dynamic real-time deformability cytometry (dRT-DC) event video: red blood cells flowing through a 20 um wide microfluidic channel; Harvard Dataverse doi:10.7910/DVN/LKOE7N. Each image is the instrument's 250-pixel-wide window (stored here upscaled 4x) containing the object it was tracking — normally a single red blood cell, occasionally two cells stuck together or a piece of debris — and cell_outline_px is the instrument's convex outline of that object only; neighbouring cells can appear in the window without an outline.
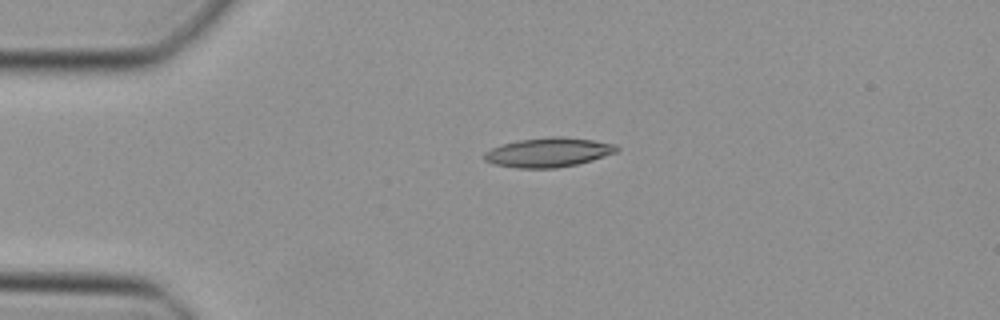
{"species": "Egyptian fruit bat (a non-hibernating species)", "species_latin": "Rousettus aegyptiacus", "temperature_condition": "cold", "stored_images_in_passage": 37, "camera_frame_rate_fps": 3000, "um_per_image_px": 0.085, "animal": {"sex": "female"}, "frame": {"image": 1, "passage_image": 1, "time_ms": 0.0, "image_size_px": [1000, 320], "cell_outline_px": [[620, 148], [616, 152], [592, 160], [576, 164], [556, 168], [516, 168], [492, 164], [484, 160], [484, 152], [492, 148], [504, 144], [520, 140], [552, 136], [560, 136], [592, 140], [616, 144]], "centroid_in_image_um": [46.6, 12.95], "position_along_channel_um": 38.4, "area_um2": 22.54}}
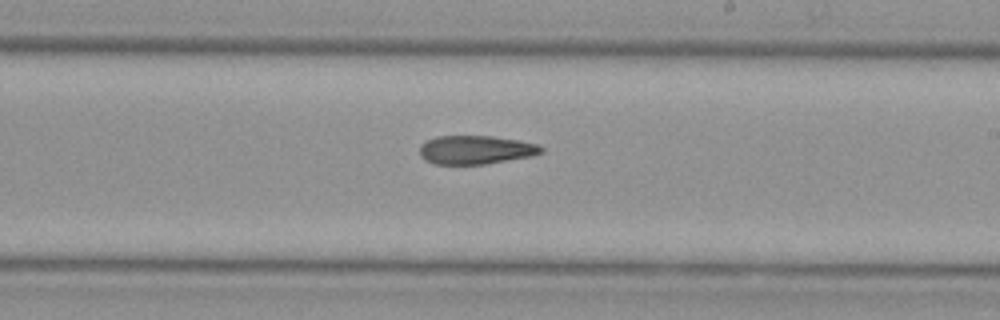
{"frame": {"image": 2, "passage_image": 18, "time_ms": 5.667, "image_size_px": [1000, 320], "cell_outline_px": [[544, 152], [532, 156], [484, 164], [436, 164], [424, 160], [420, 156], [420, 144], [436, 136], [492, 136], [516, 140], [536, 144], [544, 148]], "centroid_in_image_um": [40.42, 12.74], "position_along_channel_um": 248.6, "area_um2": 20.23}}
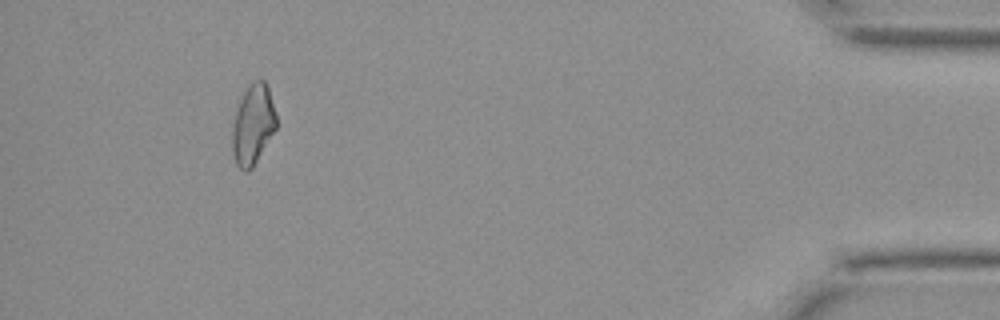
{"frame": {"image": 3, "passage_image": 34, "time_ms": 11.0, "image_size_px": [1000, 320], "cell_outline_px": [[276, 128], [252, 168], [248, 172], [244, 172], [236, 164], [232, 152], [232, 124], [240, 100], [244, 92], [252, 80], [264, 80], [268, 84], [276, 112]], "centroid_in_image_um": [21.5, 10.57], "position_along_channel_um": 413.7, "area_um2": 20.63}}